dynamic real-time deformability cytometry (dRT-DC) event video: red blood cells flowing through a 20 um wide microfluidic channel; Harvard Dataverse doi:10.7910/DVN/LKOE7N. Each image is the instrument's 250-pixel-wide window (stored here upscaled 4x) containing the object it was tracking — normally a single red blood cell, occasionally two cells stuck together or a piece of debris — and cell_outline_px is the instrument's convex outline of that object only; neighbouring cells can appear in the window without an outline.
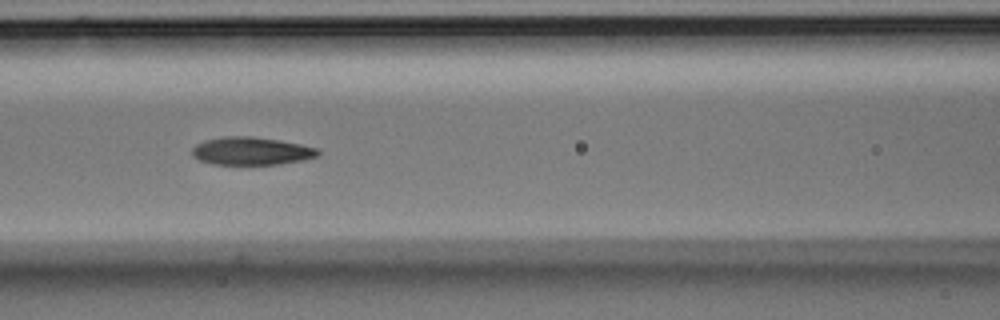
{"species": "Egyptian fruit bat (a non-hibernating species)", "species_latin": "Rousettus aegyptiacus", "temperature_condition": "room temperature", "stored_images_in_passage": 9, "camera_frame_rate_fps": 3000, "um_per_image_px": 0.085, "animal": {"sex": "male"}, "frame": {"image": 1, "passage_image": 6, "time_ms": 1.667, "image_size_px": [1000, 320], "cell_outline_px": [[320, 152], [316, 156], [304, 160], [280, 164], [212, 164], [200, 160], [192, 156], [192, 148], [196, 144], [204, 140], [220, 136], [252, 136], [280, 140], [320, 148]], "centroid_in_image_um": [21.36, 12.82], "position_along_channel_um": 145.2, "area_um2": 20.63}}
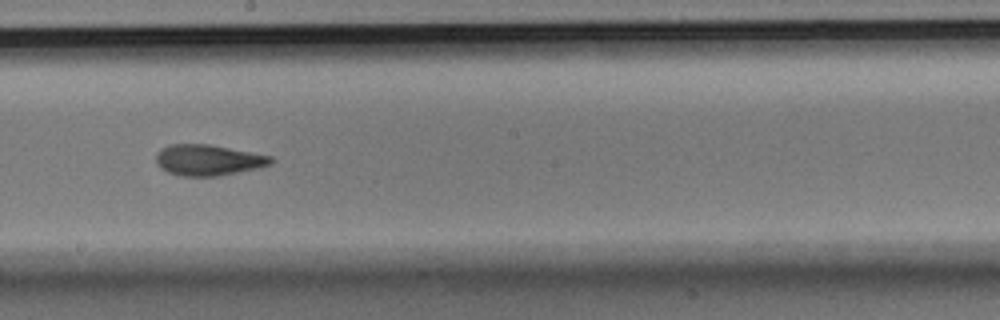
{"frame": {"image": 2, "passage_image": 8, "time_ms": 2.333, "image_size_px": [1000, 320], "cell_outline_px": [[276, 160], [272, 164], [260, 168], [220, 176], [180, 176], [168, 172], [160, 168], [156, 164], [156, 152], [160, 148], [168, 144], [208, 144], [272, 156]], "centroid_in_image_um": [17.7, 13.61], "position_along_channel_um": 230.5, "area_um2": 21.04}}
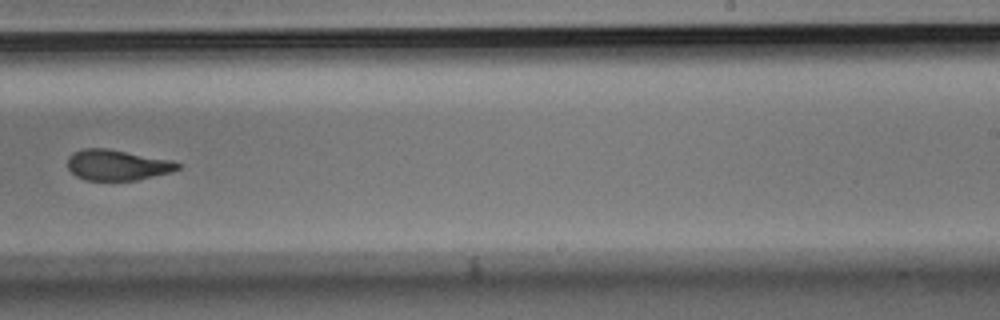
{"frame": {"image": 3, "passage_image": 9, "time_ms": 2.667, "image_size_px": [1000, 320], "cell_outline_px": [[180, 168], [172, 172], [136, 180], [84, 180], [76, 176], [68, 168], [68, 156], [72, 152], [84, 148], [108, 148], [172, 160], [180, 164]], "centroid_in_image_um": [9.95, 14.02], "position_along_channel_um": 279.0, "area_um2": 19.77}}